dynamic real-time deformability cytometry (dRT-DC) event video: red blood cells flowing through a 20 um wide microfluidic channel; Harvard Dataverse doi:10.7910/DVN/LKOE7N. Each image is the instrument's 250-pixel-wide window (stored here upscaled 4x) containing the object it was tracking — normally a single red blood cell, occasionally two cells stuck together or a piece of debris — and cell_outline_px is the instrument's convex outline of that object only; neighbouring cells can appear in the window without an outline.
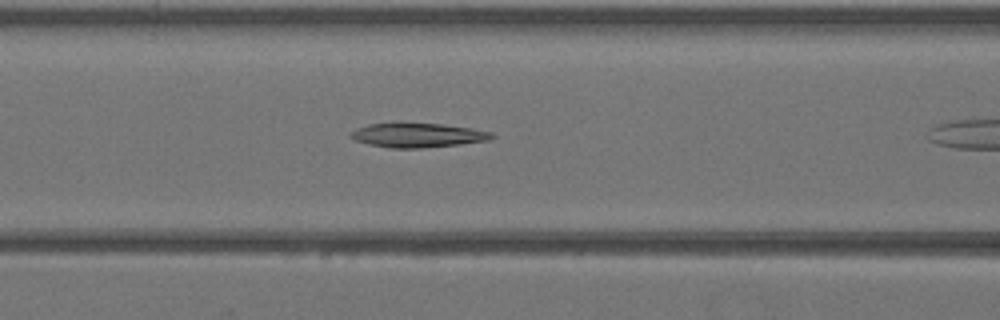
{"species": "Egyptian fruit bat (a non-hibernating species)", "species_latin": "Rousettus aegyptiacus", "temperature_condition": "warm", "stored_images_in_passage": 7, "camera_frame_rate_fps": 3000, "um_per_image_px": 0.085, "animal": {"sex": "female"}, "frame": {"image": 1, "passage_image": 6, "time_ms": 1.667, "image_size_px": [1000, 320], "cell_outline_px": [[496, 136], [492, 140], [460, 144], [424, 148], [392, 148], [368, 144], [356, 140], [348, 136], [356, 128], [368, 124], [400, 120], [440, 124], [472, 128], [492, 132]], "centroid_in_image_um": [35.49, 11.45], "position_along_channel_um": 131.1, "area_um2": 20.81}}